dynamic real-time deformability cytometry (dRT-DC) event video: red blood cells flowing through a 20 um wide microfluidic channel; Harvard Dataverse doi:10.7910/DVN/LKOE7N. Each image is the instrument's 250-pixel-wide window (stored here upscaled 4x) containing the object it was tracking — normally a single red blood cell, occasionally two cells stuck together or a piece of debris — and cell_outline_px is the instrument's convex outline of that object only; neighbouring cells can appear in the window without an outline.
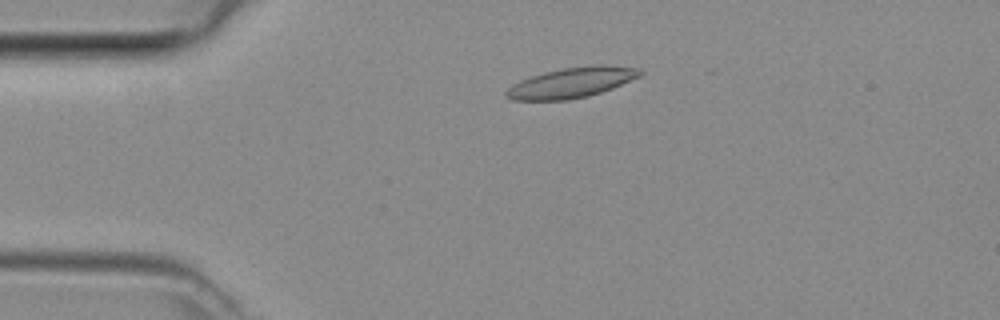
{"species": "common noctule bat (a hibernating species)", "species_latin": "Nyctalus noctula", "temperature_condition": "room temperature", "stored_images_in_passage": 19, "camera_frame_rate_fps": 3000, "um_per_image_px": 0.085, "animal": {"sex": "female", "body_mass_g": 29.2, "forearm_length_mm": 56.3}, "frame": {"image": 1, "passage_image": 9, "time_ms": 2.667, "image_size_px": [1000, 320], "cell_outline_px": [[644, 72], [640, 76], [612, 88], [588, 96], [568, 100], [512, 100], [504, 96], [504, 92], [512, 84], [520, 80], [544, 72], [564, 68], [592, 64], [604, 64], [640, 68]], "centroid_in_image_um": [48.58, 7.01], "position_along_channel_um": 36.4, "area_um2": 23.76}}
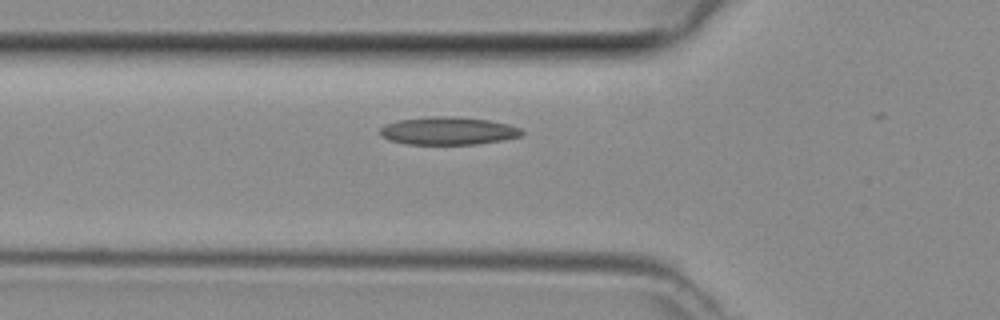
{"frame": {"image": 2, "passage_image": 15, "time_ms": 4.667, "image_size_px": [1000, 320], "cell_outline_px": [[524, 132], [520, 136], [504, 140], [476, 144], [408, 144], [388, 140], [380, 136], [380, 128], [384, 124], [400, 120], [428, 116], [456, 116], [488, 120], [508, 124], [520, 128]], "centroid_in_image_um": [38.07, 11.12], "position_along_channel_um": 87.7, "area_um2": 23.12}}
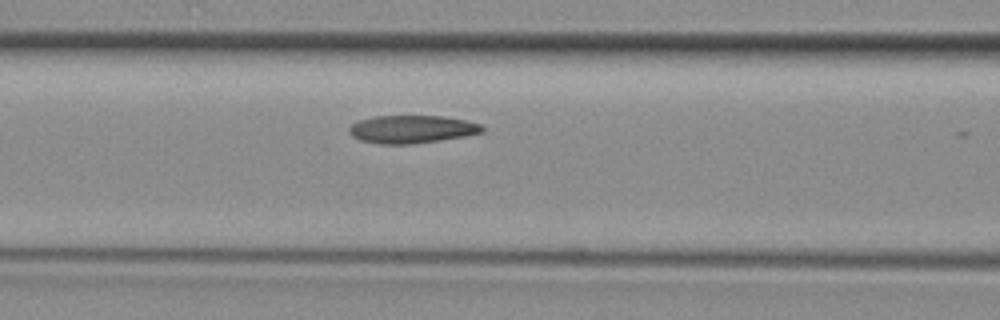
{"frame": {"image": 3, "passage_image": 18, "time_ms": 5.667, "image_size_px": [1000, 320], "cell_outline_px": [[484, 132], [468, 136], [412, 144], [380, 144], [360, 140], [352, 136], [348, 132], [348, 128], [356, 120], [376, 116], [444, 116], [464, 120], [480, 124], [484, 128]], "centroid_in_image_um": [34.99, 10.98], "position_along_channel_um": 131.6, "area_um2": 21.79}}